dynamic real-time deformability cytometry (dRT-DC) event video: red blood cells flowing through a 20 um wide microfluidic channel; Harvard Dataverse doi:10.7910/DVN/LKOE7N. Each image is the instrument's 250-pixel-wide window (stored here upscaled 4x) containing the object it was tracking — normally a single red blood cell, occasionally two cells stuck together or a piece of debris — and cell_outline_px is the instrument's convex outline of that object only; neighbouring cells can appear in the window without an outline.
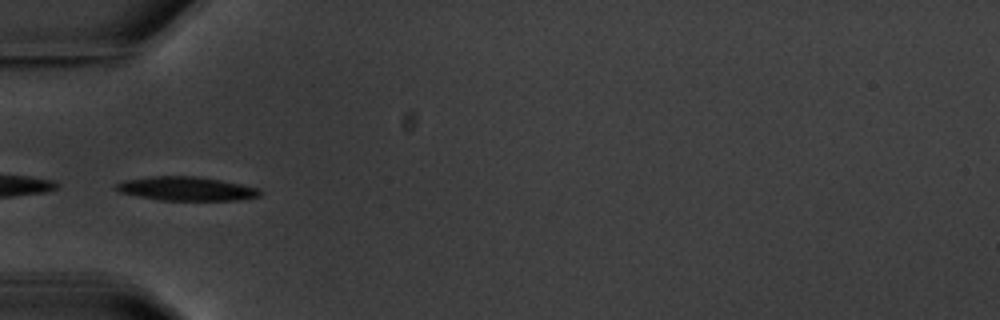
{"species": "common noctule bat (a hibernating species)", "species_latin": "Nyctalus noctula", "temperature_condition": "warm", "stored_images_in_passage": 6, "camera_frame_rate_fps": 3000, "um_per_image_px": 0.085, "animal": {"sex": "male", "body_mass_g": 20.1, "forearm_length_mm": 53.5}, "frame": {"image": 1, "passage_image": 5, "time_ms": 5.667, "image_size_px": [1000, 320], "cell_outline_px": [[264, 192], [260, 196], [236, 200], [160, 200], [120, 192], [112, 188], [112, 184], [124, 180], [152, 176], [196, 176], [220, 180], [240, 184], [256, 188]], "centroid_in_image_um": [15.79, 16.03], "position_along_channel_um": 69.2, "area_um2": 20.0}}